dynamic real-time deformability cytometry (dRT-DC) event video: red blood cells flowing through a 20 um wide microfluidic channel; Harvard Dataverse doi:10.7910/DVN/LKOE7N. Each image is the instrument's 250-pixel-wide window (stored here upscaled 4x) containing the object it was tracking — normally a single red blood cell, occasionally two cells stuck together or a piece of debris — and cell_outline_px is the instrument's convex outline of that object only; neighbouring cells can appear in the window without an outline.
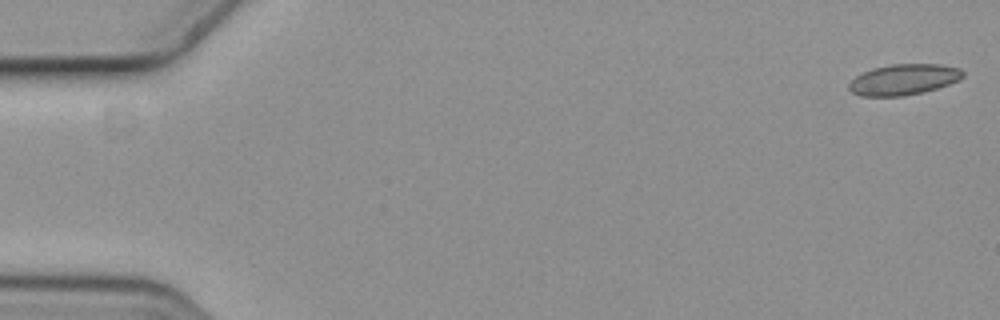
{"species": "common noctule bat (a hibernating species)", "species_latin": "Nyctalus noctula", "temperature_condition": "cold", "stored_images_in_passage": 7, "segment_of_instrument_passage": [2, 2], "camera_frame_rate_fps": 3000, "um_per_image_px": 0.085, "animal": {"sex": "female", "body_mass_g": 19.3, "forearm_length_mm": 54.1}, "frame": {"image": 1, "passage_image": 7, "time_ms": 2.0, "image_size_px": [1000, 320], "cell_outline_px": [[964, 76], [960, 80], [924, 92], [904, 96], [860, 96], [852, 92], [848, 88], [848, 84], [856, 76], [872, 68], [892, 64], [940, 64], [960, 68], [964, 72]], "centroid_in_image_um": [76.82, 6.76], "position_along_channel_um": 8.2, "area_um2": 20.52}}